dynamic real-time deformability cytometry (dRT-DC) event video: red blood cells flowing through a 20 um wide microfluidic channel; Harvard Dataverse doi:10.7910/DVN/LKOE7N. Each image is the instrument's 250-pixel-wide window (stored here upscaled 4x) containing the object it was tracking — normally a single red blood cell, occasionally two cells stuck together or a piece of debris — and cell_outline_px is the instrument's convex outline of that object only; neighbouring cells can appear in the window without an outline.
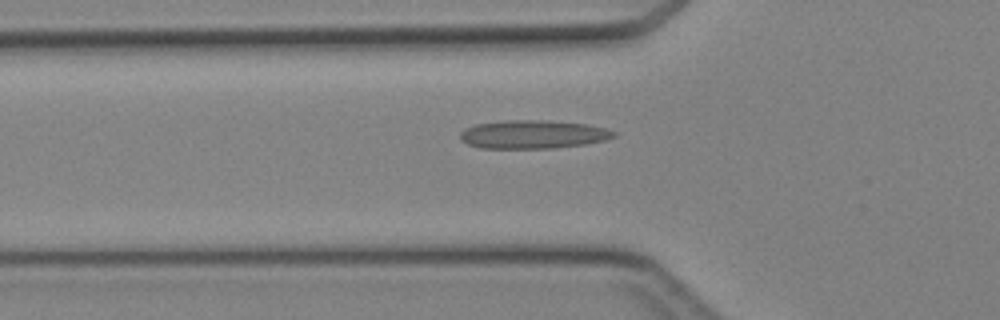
{"species": "Egyptian fruit bat (a non-hibernating species)", "species_latin": "Rousettus aegyptiacus", "temperature_condition": "cold", "stored_images_in_passage": 42, "camera_frame_rate_fps": 3000, "um_per_image_px": 0.085, "animal": {"sex": "female"}, "frame": {"image": 1, "passage_image": 15, "time_ms": 4.667, "image_size_px": [1000, 320], "cell_outline_px": [[616, 136], [608, 140], [584, 144], [552, 148], [480, 148], [468, 144], [460, 140], [460, 132], [464, 128], [476, 124], [504, 120], [548, 120], [588, 124], [604, 128], [616, 132]], "centroid_in_image_um": [45.3, 11.42], "position_along_channel_um": 80.5, "area_um2": 25.61}}
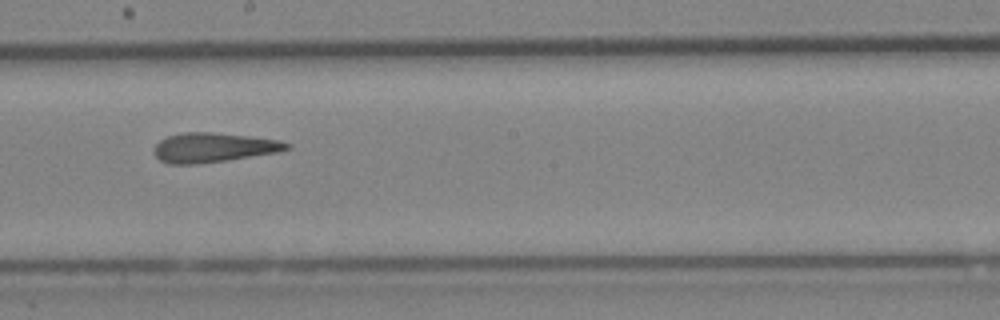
{"frame": {"image": 2, "passage_image": 25, "time_ms": 8.0, "image_size_px": [1000, 320], "cell_outline_px": [[292, 148], [280, 152], [228, 160], [196, 164], [168, 164], [160, 160], [152, 152], [152, 148], [160, 140], [168, 136], [184, 132], [212, 132], [248, 136], [280, 140], [292, 144]], "centroid_in_image_um": [18.16, 12.54], "position_along_channel_um": 230.0, "area_um2": 23.06}}
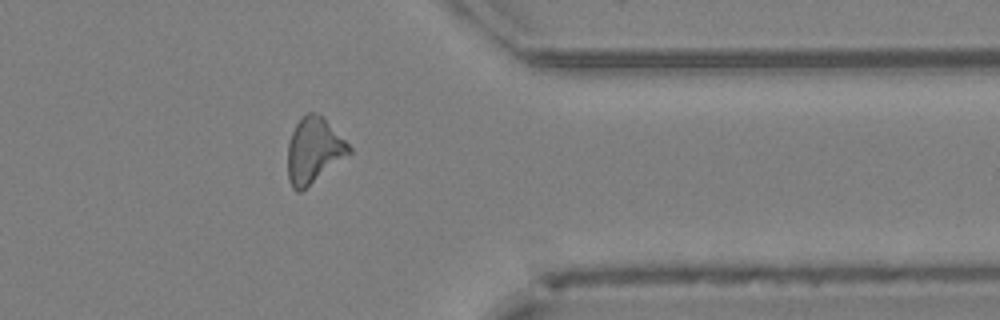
{"frame": {"image": 3, "passage_image": 36, "time_ms": 11.667, "image_size_px": [1000, 320], "cell_outline_px": [[352, 152], [300, 192], [296, 192], [292, 188], [288, 180], [288, 140], [296, 124], [308, 112], [316, 112], [324, 116], [352, 148]], "centroid_in_image_um": [26.67, 12.77], "position_along_channel_um": 384.7, "area_um2": 23.35}}